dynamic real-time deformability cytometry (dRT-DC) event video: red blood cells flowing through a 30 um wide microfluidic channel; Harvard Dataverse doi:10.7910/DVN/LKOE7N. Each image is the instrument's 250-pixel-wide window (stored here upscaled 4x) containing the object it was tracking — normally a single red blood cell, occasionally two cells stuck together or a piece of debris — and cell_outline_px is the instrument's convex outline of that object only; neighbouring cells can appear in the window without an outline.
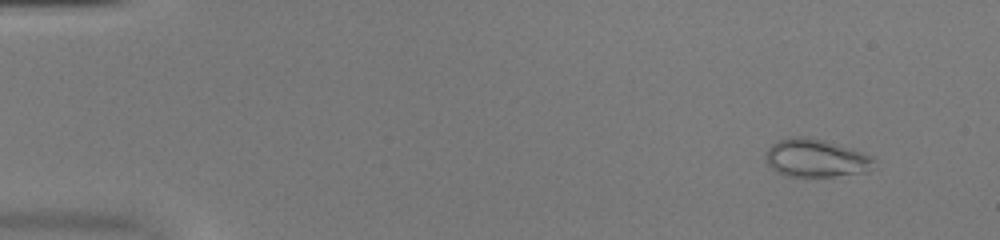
{"species": "common noctule bat (a hibernating species)", "species_latin": "Nyctalus noctula", "temperature_condition": "warm", "stored_images_in_passage": 50, "camera_frame_rate_fps": 3000, "um_per_image_px": 0.085, "animal": {"sex": "female", "body_mass_g": 20.0, "forearm_length_mm": 54.0}, "frame": {"image": 1, "passage_image": 4, "time_ms": 1.0, "image_size_px": [1000, 240], "cell_outline_px": [[872, 160], [868, 172], [832, 176], [788, 176], [776, 172], [764, 160], [764, 156], [768, 148], [772, 144], [780, 140], [796, 136], [808, 136], [824, 140], [852, 148], [872, 156]], "centroid_in_image_um": [69.3, 13.43], "position_along_channel_um": 15.7, "area_um2": 23.87}}
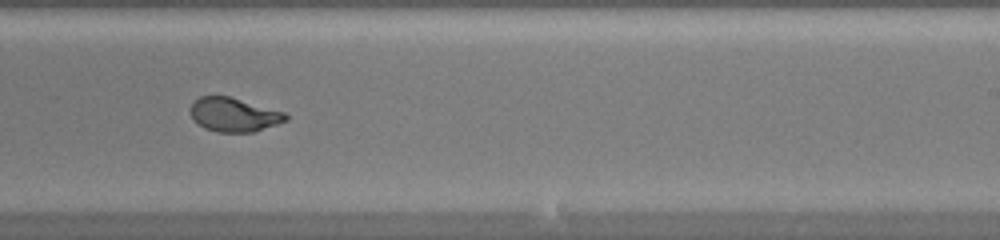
{"frame": {"image": 2, "passage_image": 32, "time_ms": 10.333, "image_size_px": [1000, 240], "cell_outline_px": [[288, 120], [252, 132], [216, 132], [204, 128], [192, 120], [188, 108], [200, 96], [228, 96], [284, 112], [288, 116]], "centroid_in_image_um": [19.82, 9.75], "position_along_channel_um": 269.2, "area_um2": 18.79}}
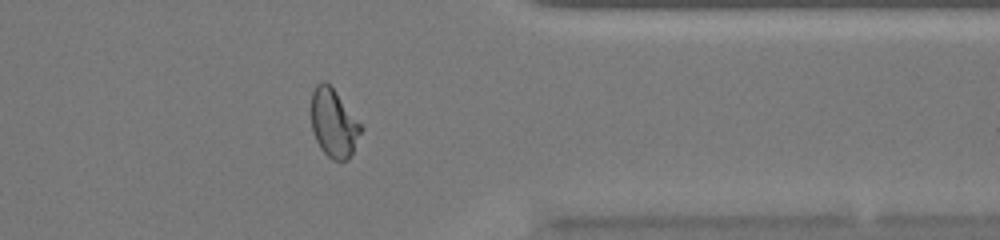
{"frame": {"image": 3, "passage_image": 41, "time_ms": 13.333, "image_size_px": [1000, 240], "cell_outline_px": [[364, 128], [348, 160], [332, 160], [320, 148], [312, 132], [312, 92], [316, 84], [324, 80], [336, 92]], "centroid_in_image_um": [28.37, 10.48], "position_along_channel_um": 383.0, "area_um2": 19.59}, "authors_computed_cell_mechanics": {"area_um2": 20.9525, "velocity_mm_per_s": 4.0881, "shape_relaxation_time_tau1_ms": 5.9409, "shape_relaxation_time_tau2_ms": null, "deformation_change_tau1": 0.2415, "deformation_change_tau2": null}}